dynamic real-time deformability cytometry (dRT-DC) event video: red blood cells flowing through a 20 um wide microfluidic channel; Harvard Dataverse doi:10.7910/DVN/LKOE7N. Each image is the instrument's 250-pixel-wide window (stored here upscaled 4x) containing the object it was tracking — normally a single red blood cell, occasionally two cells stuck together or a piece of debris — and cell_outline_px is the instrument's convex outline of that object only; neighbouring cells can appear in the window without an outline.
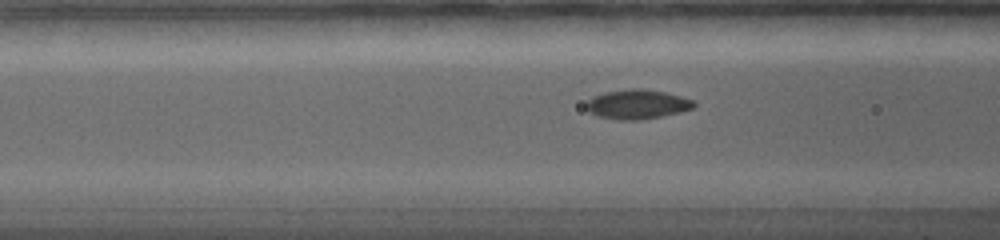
{"species": "common noctule bat (a hibernating species)", "species_latin": "Nyctalus noctula", "temperature_condition": "warm", "stored_images_in_passage": 45, "camera_frame_rate_fps": 5000, "um_per_image_px": 0.085, "animal": {"sex": "female", "body_mass_g": 19.0, "forearm_length_mm": 56.7}, "frame": {"image": 1, "passage_image": 14, "time_ms": 4.8, "image_size_px": [1000, 240], "cell_outline_px": [[696, 104], [692, 108], [680, 112], [640, 120], [620, 120], [596, 116], [588, 112], [584, 104], [592, 96], [604, 92], [632, 88], [640, 88], [664, 92], [696, 100]], "centroid_in_image_um": [54.13, 8.86], "position_along_channel_um": 112.5, "area_um2": 18.61}}
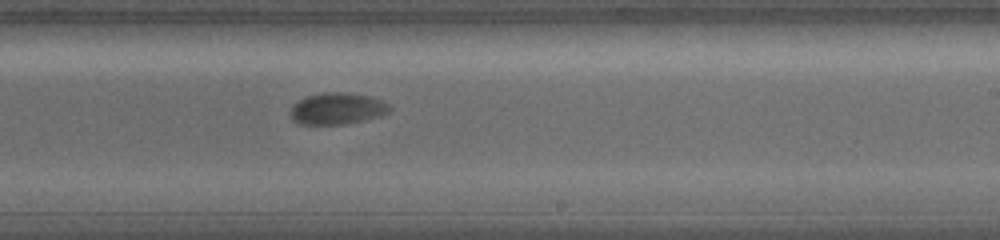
{"frame": {"image": 2, "passage_image": 23, "time_ms": 8.8, "image_size_px": [1000, 240], "cell_outline_px": [[392, 108], [388, 112], [380, 116], [344, 124], [300, 124], [292, 120], [292, 104], [308, 96], [324, 92], [348, 92], [372, 96], [388, 104]], "centroid_in_image_um": [28.68, 9.22], "position_along_channel_um": 260.3, "area_um2": 18.15}}
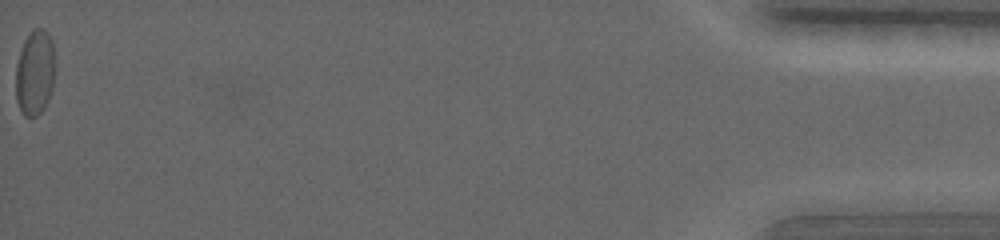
{"frame": {"image": 3, "passage_image": 45, "time_ms": 17.6, "image_size_px": [1000, 240], "cell_outline_px": [[52, 88], [48, 100], [44, 108], [36, 116], [24, 116], [16, 100], [16, 64], [24, 40], [28, 32], [32, 28], [44, 28], [48, 32], [52, 40]], "centroid_in_image_um": [2.93, 6.14], "position_along_channel_um": 432.3, "area_um2": 19.25}, "authors_computed_cell_mechanics": {"area_um2": 18.5538, "velocity_mm_per_s": 3.718, "shape_relaxation_time_tau1_ms": 4.0168, "shape_relaxation_time_tau2_ms": null, "deformation_change_tau1": 0.0893, "deformation_change_tau2": null}}